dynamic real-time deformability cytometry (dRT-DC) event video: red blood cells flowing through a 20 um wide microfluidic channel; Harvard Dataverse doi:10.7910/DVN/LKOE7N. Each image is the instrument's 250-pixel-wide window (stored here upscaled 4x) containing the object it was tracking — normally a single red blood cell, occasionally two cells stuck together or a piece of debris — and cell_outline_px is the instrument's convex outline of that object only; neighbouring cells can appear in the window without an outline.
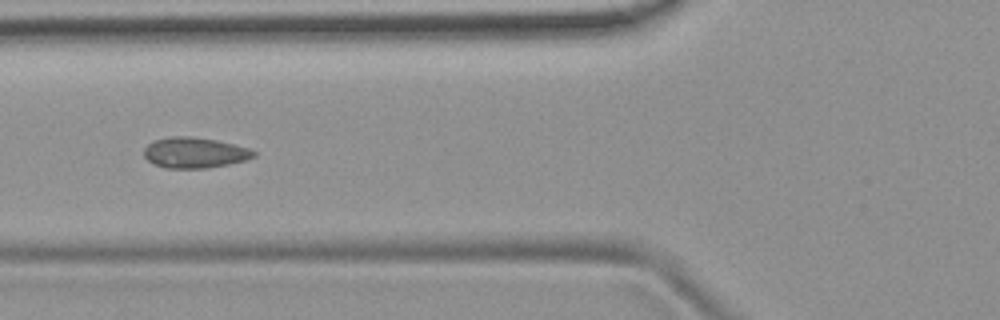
{"species": "common noctule bat (a hibernating species)", "species_latin": "Nyctalus noctula", "temperature_condition": "room temperature", "stored_images_in_passage": 8, "camera_frame_rate_fps": 3000, "um_per_image_px": 0.085, "animal": {"sex": "female", "body_mass_g": 19.9}, "frame": {"image": 1, "passage_image": 5, "time_ms": 5.333, "image_size_px": [1000, 320], "cell_outline_px": [[256, 156], [244, 160], [228, 164], [204, 168], [164, 168], [148, 160], [144, 156], [144, 148], [152, 140], [168, 136], [192, 136], [216, 140], [248, 148], [256, 152]], "centroid_in_image_um": [16.5, 12.96], "position_along_channel_um": 109.3, "area_um2": 19.54}}
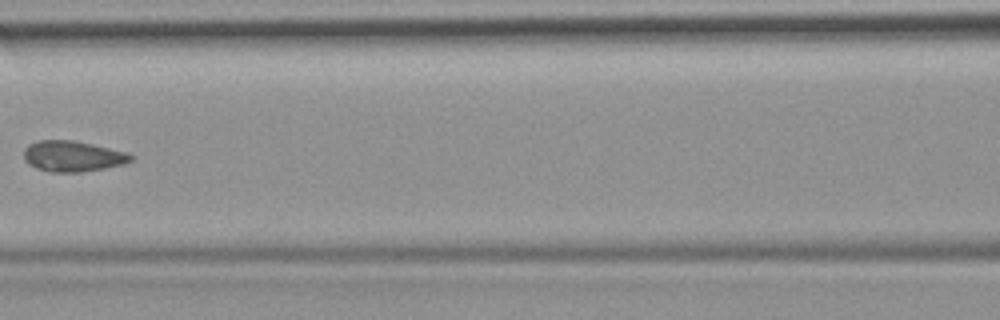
{"frame": {"image": 2, "passage_image": 6, "time_ms": 6.667, "image_size_px": [1000, 320], "cell_outline_px": [[136, 156], [132, 160], [124, 164], [104, 168], [80, 172], [48, 172], [36, 168], [28, 164], [24, 160], [24, 148], [28, 144], [40, 140], [72, 140], [92, 144], [124, 152]], "centroid_in_image_um": [6.14, 13.28], "position_along_channel_um": 160.5, "area_um2": 19.19}}
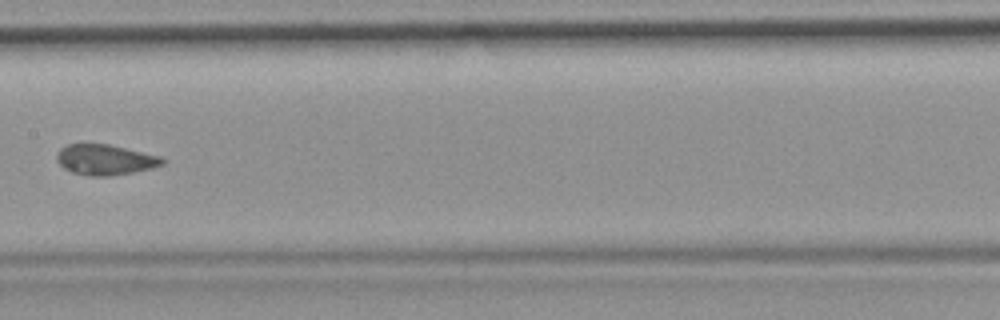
{"frame": {"image": 3, "passage_image": 7, "time_ms": 7.667, "image_size_px": [1000, 320], "cell_outline_px": [[164, 164], [152, 168], [112, 176], [88, 176], [72, 172], [64, 168], [56, 160], [56, 152], [60, 148], [68, 144], [84, 140], [108, 144], [160, 156], [164, 160]], "centroid_in_image_um": [8.86, 13.53], "position_along_channel_um": 198.5, "area_um2": 19.31}}